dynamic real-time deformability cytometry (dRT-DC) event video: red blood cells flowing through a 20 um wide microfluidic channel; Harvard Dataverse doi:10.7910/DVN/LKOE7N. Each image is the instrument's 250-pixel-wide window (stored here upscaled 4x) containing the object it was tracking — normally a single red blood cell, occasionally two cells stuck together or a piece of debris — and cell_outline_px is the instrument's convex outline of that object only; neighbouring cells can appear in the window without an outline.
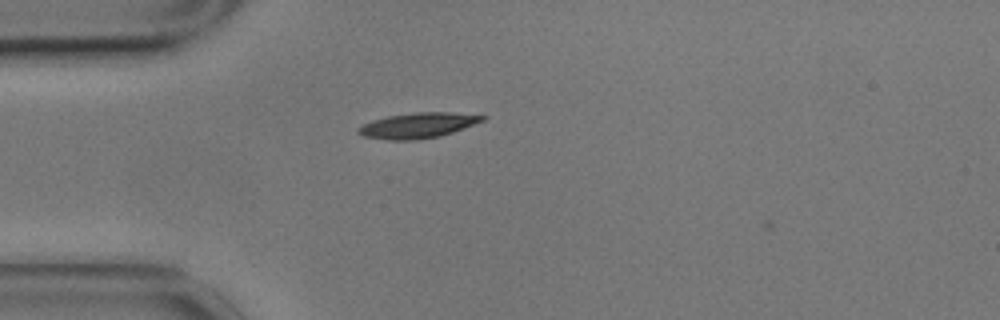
{"species": "common noctule bat (a hibernating species)", "species_latin": "Nyctalus noctula", "temperature_condition": "cold", "stored_images_in_passage": 3, "camera_frame_rate_fps": 3000, "um_per_image_px": 0.085, "animal": {"sex": "male", "body_mass_g": 17.9}, "frame": {"image": 1, "passage_image": 2, "time_ms": 0.333, "image_size_px": [1000, 320], "cell_outline_px": [[488, 116], [484, 120], [452, 132], [440, 136], [416, 140], [388, 140], [364, 136], [356, 132], [356, 128], [372, 120], [388, 116], [416, 112], [452, 112]], "centroid_in_image_um": [35.49, 10.66], "position_along_channel_um": 49.5, "area_um2": 18.26}}